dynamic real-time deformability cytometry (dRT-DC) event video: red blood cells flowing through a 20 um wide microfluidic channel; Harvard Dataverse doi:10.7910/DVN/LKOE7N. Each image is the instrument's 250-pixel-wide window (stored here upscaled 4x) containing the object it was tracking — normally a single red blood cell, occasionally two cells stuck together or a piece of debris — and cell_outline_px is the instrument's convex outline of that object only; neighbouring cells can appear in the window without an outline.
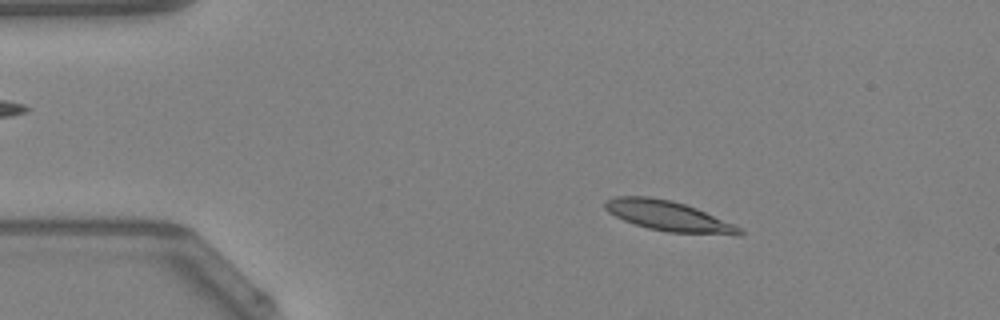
{"species": "Egyptian fruit bat (a non-hibernating species)", "species_latin": "Rousettus aegyptiacus", "temperature_condition": "warm", "stored_images_in_passage": 49, "camera_frame_rate_fps": 3000, "um_per_image_px": 0.085, "animal": {"sex": "female"}, "frame": {"image": 1, "passage_image": 8, "time_ms": 2.333, "image_size_px": [1000, 320], "cell_outline_px": [[744, 232], [740, 236], [736, 236], [668, 232], [648, 228], [624, 220], [608, 212], [604, 208], [604, 200], [616, 196], [648, 196], [672, 200], [696, 208], [732, 224], [740, 228]], "centroid_in_image_um": [56.81, 18.37], "position_along_channel_um": 28.2, "area_um2": 23.58}}
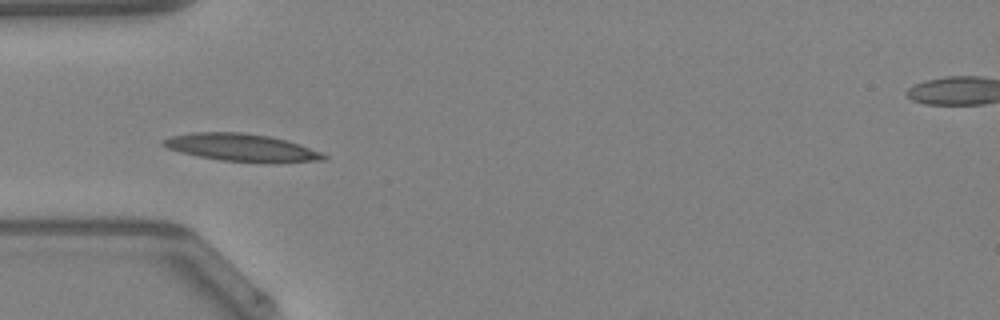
{"frame": {"image": 2, "passage_image": 15, "time_ms": 4.667, "image_size_px": [1000, 320], "cell_outline_px": [[328, 156], [324, 160], [220, 160], [180, 152], [168, 148], [160, 144], [160, 140], [172, 136], [192, 132], [240, 132], [268, 136], [300, 144], [320, 152]], "centroid_in_image_um": [20.39, 12.49], "position_along_channel_um": 64.6, "area_um2": 24.45}}
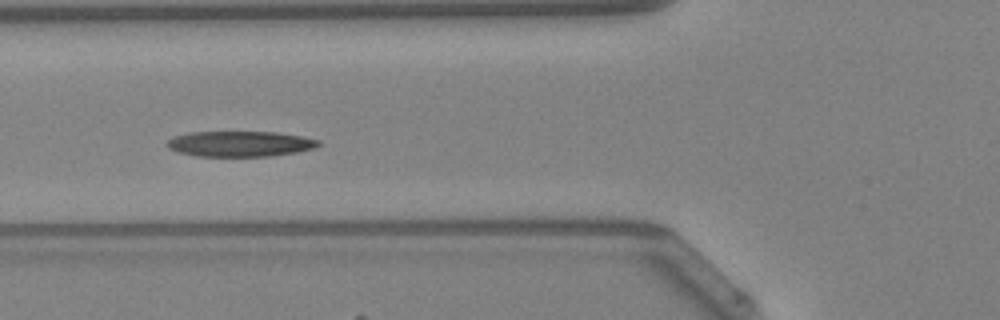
{"frame": {"image": 3, "passage_image": 18, "time_ms": 5.667, "image_size_px": [1000, 320], "cell_outline_px": [[320, 144], [312, 148], [296, 152], [272, 156], [196, 156], [176, 152], [168, 148], [168, 140], [172, 136], [188, 132], [276, 132], [300, 136], [320, 140]], "centroid_in_image_um": [20.35, 12.22], "position_along_channel_um": 105.4, "area_um2": 22.48}, "authors_computed_cell_mechanics": {"area_um2": 22.7154, "velocity_mm_per_s": 4.2101, "shape_relaxation_time_tau1_ms": 10.5494, "shape_relaxation_time_tau2_ms": null, "deformation_change_tau1": 0.2297, "deformation_change_tau2": null}}